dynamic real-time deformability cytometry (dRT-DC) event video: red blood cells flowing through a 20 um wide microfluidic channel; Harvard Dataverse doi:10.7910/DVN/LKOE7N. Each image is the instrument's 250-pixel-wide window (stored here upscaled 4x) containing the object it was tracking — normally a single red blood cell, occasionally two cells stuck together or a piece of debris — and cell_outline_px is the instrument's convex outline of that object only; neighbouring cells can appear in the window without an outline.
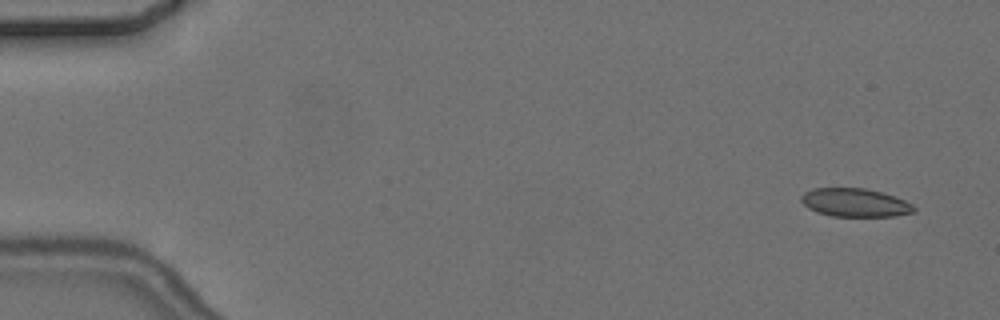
{"species": "common noctule bat (a hibernating species)", "species_latin": "Nyctalus noctula", "temperature_condition": "cold", "stored_images_in_passage": 6, "camera_frame_rate_fps": 3000, "um_per_image_px": 0.085, "animal": {"sex": "female", "body_mass_g": 24.6, "forearm_length_mm": 56.2}, "frame": {"image": 1, "passage_image": 1, "time_ms": 0.0, "image_size_px": [1000, 320], "cell_outline_px": [[916, 212], [896, 216], [832, 216], [816, 212], [808, 208], [800, 200], [800, 196], [804, 192], [812, 188], [864, 188], [896, 196], [912, 204], [916, 208]], "centroid_in_image_um": [72.68, 17.22], "position_along_channel_um": 12.3, "area_um2": 18.79}}
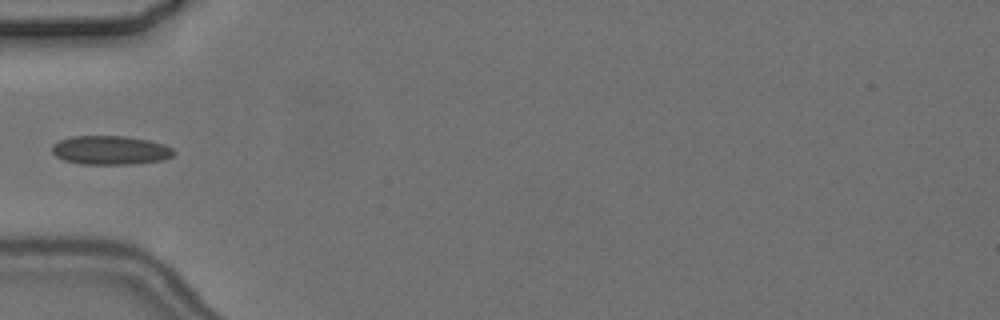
{"frame": {"image": 2, "passage_image": 5, "time_ms": 5.333, "image_size_px": [1000, 320], "cell_outline_px": [[176, 152], [172, 156], [164, 160], [132, 164], [80, 164], [64, 160], [56, 156], [52, 152], [52, 144], [60, 140], [72, 136], [124, 136], [148, 140], [164, 144], [172, 148]], "centroid_in_image_um": [9.39, 12.77], "position_along_channel_um": 75.6, "area_um2": 20.58}}
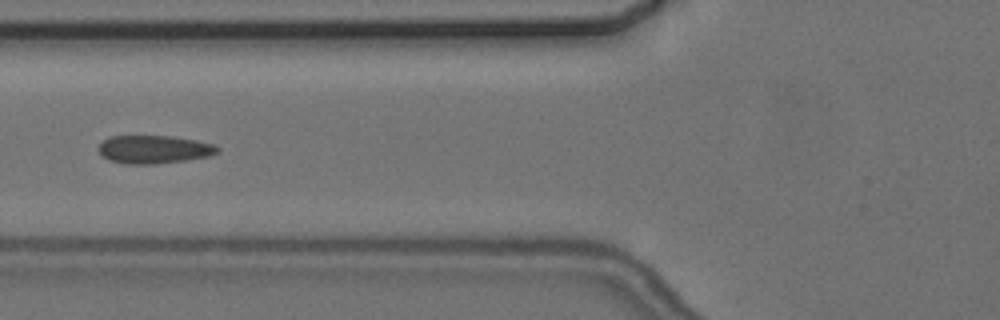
{"frame": {"image": 3, "passage_image": 6, "time_ms": 6.333, "image_size_px": [1000, 320], "cell_outline_px": [[220, 148], [216, 152], [208, 156], [184, 160], [156, 164], [128, 164], [108, 160], [100, 152], [100, 144], [108, 136], [172, 136], [196, 140], [212, 144]], "centroid_in_image_um": [13.07, 12.69], "position_along_channel_um": 112.7, "area_um2": 19.25}}